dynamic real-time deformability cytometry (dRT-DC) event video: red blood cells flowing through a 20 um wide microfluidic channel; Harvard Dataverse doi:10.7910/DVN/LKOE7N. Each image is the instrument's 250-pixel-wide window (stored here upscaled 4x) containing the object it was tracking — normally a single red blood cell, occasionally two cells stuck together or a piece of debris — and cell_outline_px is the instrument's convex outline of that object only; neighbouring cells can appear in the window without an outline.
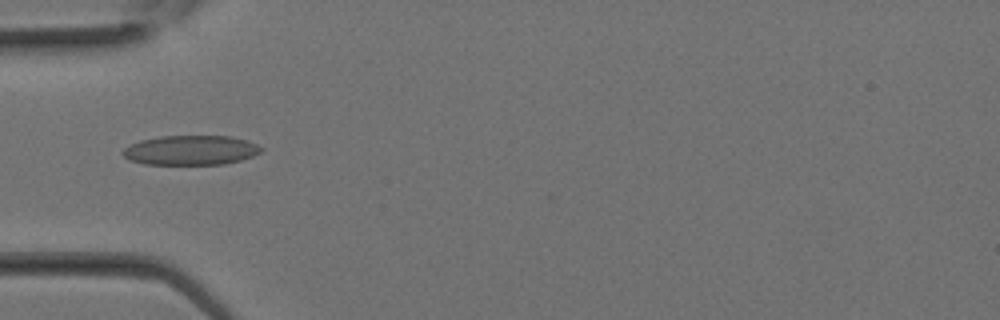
{"species": "Egyptian fruit bat (a non-hibernating species)", "species_latin": "Rousettus aegyptiacus", "temperature_condition": "room temperature", "stored_images_in_passage": 29, "camera_frame_rate_fps": 3000, "um_per_image_px": 0.085, "animal": {"sex": "female"}, "frame": {"image": 1, "passage_image": 8, "time_ms": 2.333, "image_size_px": [1000, 320], "cell_outline_px": [[264, 148], [260, 152], [252, 156], [240, 160], [224, 164], [144, 164], [128, 160], [120, 152], [124, 148], [140, 140], [160, 136], [232, 136], [256, 144]], "centroid_in_image_um": [16.18, 12.77], "position_along_channel_um": 68.8, "area_um2": 23.81}}
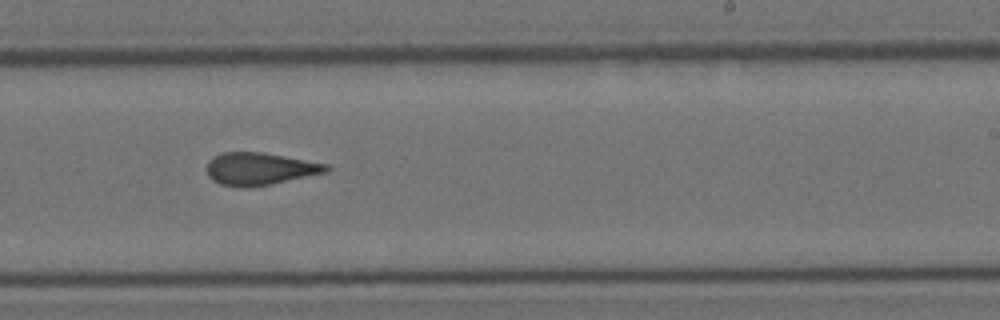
{"frame": {"image": 2, "passage_image": 17, "time_ms": 5.333, "image_size_px": [1000, 320], "cell_outline_px": [[332, 168], [328, 172], [272, 184], [248, 188], [240, 188], [220, 184], [212, 180], [208, 176], [208, 160], [224, 152], [264, 152], [328, 164]], "centroid_in_image_um": [22.11, 14.36], "position_along_channel_um": 266.9, "area_um2": 22.77}}
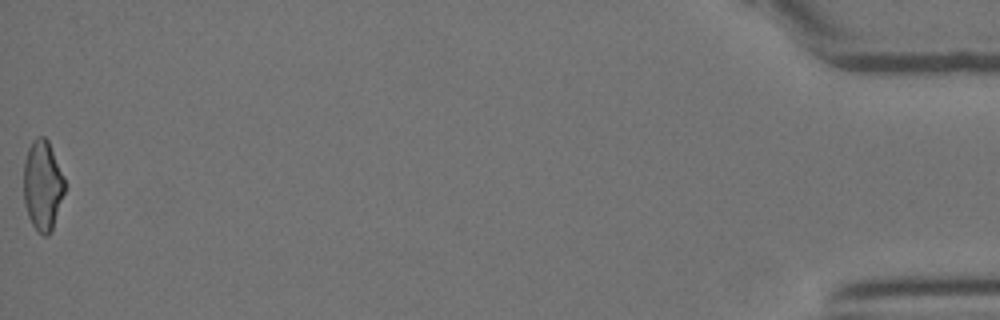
{"frame": {"image": 3, "passage_image": 29, "time_ms": 9.333, "image_size_px": [1000, 320], "cell_outline_px": [[64, 192], [52, 228], [48, 236], [44, 236], [32, 224], [28, 216], [24, 200], [24, 160], [28, 148], [32, 140], [36, 136], [44, 136], [48, 140], [64, 176]], "centroid_in_image_um": [3.61, 15.71], "position_along_channel_um": 431.6, "area_um2": 21.33}}